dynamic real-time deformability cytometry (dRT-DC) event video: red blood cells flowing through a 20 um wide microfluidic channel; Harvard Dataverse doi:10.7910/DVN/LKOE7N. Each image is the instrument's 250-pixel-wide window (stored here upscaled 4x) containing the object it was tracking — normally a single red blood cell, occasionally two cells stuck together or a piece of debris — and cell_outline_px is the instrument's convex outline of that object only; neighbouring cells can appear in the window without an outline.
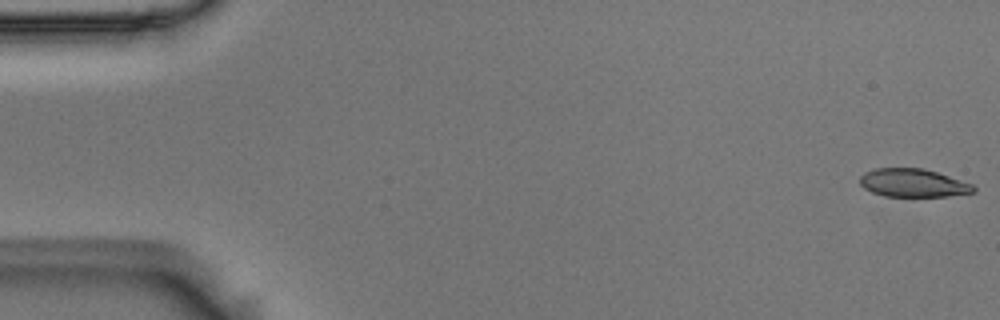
{"species": "Egyptian fruit bat (a non-hibernating species)", "species_latin": "Rousettus aegyptiacus", "temperature_condition": "room temperature", "stored_images_in_passage": 55, "camera_frame_rate_fps": 3000, "um_per_image_px": 0.085, "animal": {"sex": "male"}, "frame": {"image": 1, "passage_image": 1, "time_ms": 0.0, "image_size_px": [1000, 320], "cell_outline_px": [[976, 192], [948, 196], [884, 196], [872, 192], [864, 188], [860, 184], [860, 176], [864, 172], [876, 168], [924, 168], [972, 184], [976, 188]], "centroid_in_image_um": [77.6, 15.55], "position_along_channel_um": 7.4, "area_um2": 18.61}}
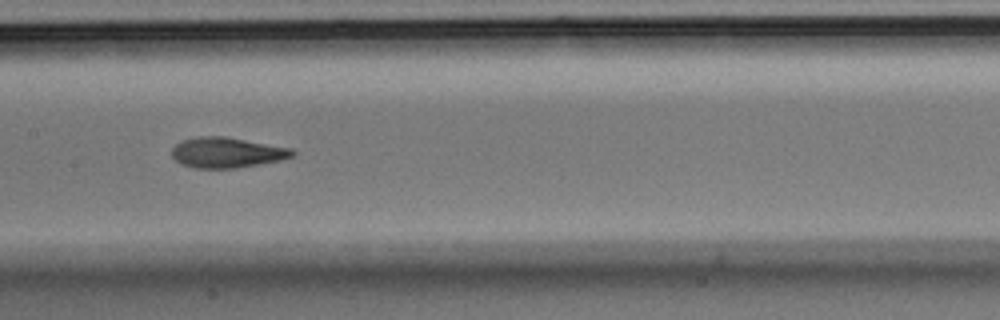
{"frame": {"image": 2, "passage_image": 27, "time_ms": 8.667, "image_size_px": [1000, 320], "cell_outline_px": [[296, 152], [292, 156], [280, 160], [236, 168], [192, 168], [180, 164], [172, 156], [172, 148], [176, 144], [184, 140], [196, 136], [224, 136], [292, 148]], "centroid_in_image_um": [19.26, 12.96], "position_along_channel_um": 188.1, "area_um2": 21.33}}
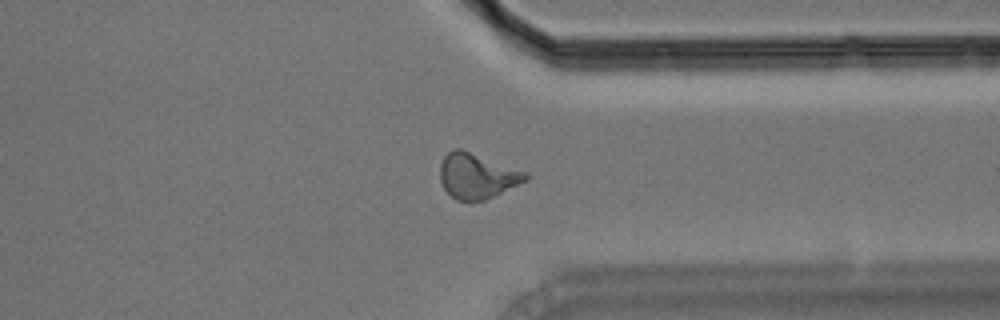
{"frame": {"image": 3, "passage_image": 42, "time_ms": 13.667, "image_size_px": [1000, 320], "cell_outline_px": [[528, 180], [484, 200], [456, 200], [444, 188], [440, 180], [440, 164], [444, 156], [448, 152], [456, 148], [460, 148], [524, 172], [528, 176]], "centroid_in_image_um": [40.5, 14.95], "position_along_channel_um": 370.9, "area_um2": 21.96}, "authors_computed_cell_mechanics": {"area_um2": 21.1548, "velocity_mm_per_s": 3.6922, "shape_relaxation_time_tau1_ms": 5.9046, "shape_relaxation_time_tau2_ms": 2.0173, "deformation_change_tau1": 0.1742, "deformation_change_tau2": 0.089}}